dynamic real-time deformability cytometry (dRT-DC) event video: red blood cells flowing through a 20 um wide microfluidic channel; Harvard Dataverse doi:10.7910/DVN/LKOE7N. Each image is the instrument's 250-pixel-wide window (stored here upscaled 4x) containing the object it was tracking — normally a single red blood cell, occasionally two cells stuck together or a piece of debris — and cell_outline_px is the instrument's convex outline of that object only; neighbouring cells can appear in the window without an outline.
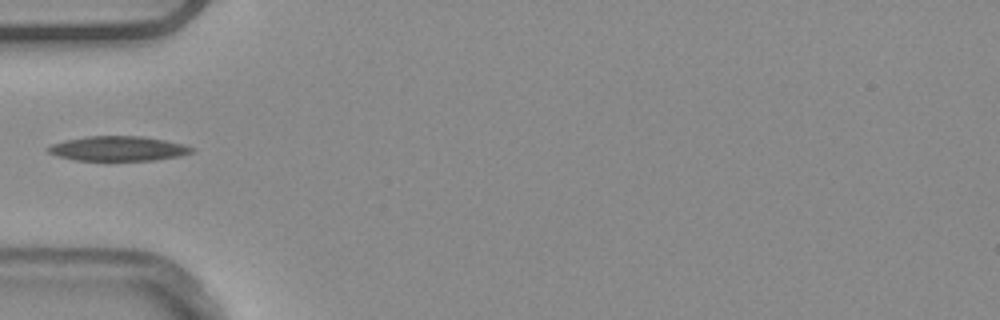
{"species": "common noctule bat (a hibernating species)", "species_latin": "Nyctalus noctula", "temperature_condition": "warm", "stored_images_in_passage": 7, "camera_frame_rate_fps": 3000, "um_per_image_px": 0.085, "animal": {"sex": "male", "body_mass_g": 20.4}, "frame": {"image": 1, "passage_image": 1, "time_ms": 0.0, "image_size_px": [1000, 320], "cell_outline_px": [[196, 152], [180, 156], [156, 160], [76, 160], [60, 156], [48, 152], [44, 148], [52, 144], [64, 140], [88, 136], [140, 136], [164, 140], [184, 144], [196, 148]], "centroid_in_image_um": [10.09, 12.62], "position_along_channel_um": 74.9, "area_um2": 20.75}}